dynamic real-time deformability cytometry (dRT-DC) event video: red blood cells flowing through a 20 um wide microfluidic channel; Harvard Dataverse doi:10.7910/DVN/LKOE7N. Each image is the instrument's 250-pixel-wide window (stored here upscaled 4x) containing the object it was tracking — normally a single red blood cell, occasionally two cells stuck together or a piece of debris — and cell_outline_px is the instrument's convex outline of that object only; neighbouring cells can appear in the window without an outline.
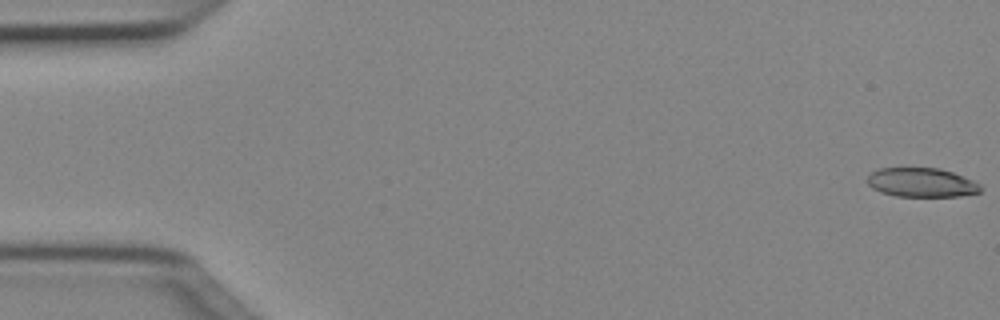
{"species": "Egyptian fruit bat (a non-hibernating species)", "species_latin": "Rousettus aegyptiacus", "temperature_condition": "cold", "stored_images_in_passage": 50, "camera_frame_rate_fps": 3000, "um_per_image_px": 0.085, "animal": {"sex": "female"}, "frame": {"image": 1, "passage_image": 1, "time_ms": 0.0, "image_size_px": [1000, 320], "cell_outline_px": [[984, 188], [980, 192], [960, 196], [896, 196], [880, 192], [872, 188], [868, 184], [868, 176], [876, 168], [940, 168], [952, 172], [972, 180], [980, 184]], "centroid_in_image_um": [78.34, 15.51], "position_along_channel_um": 6.7, "area_um2": 19.25}}
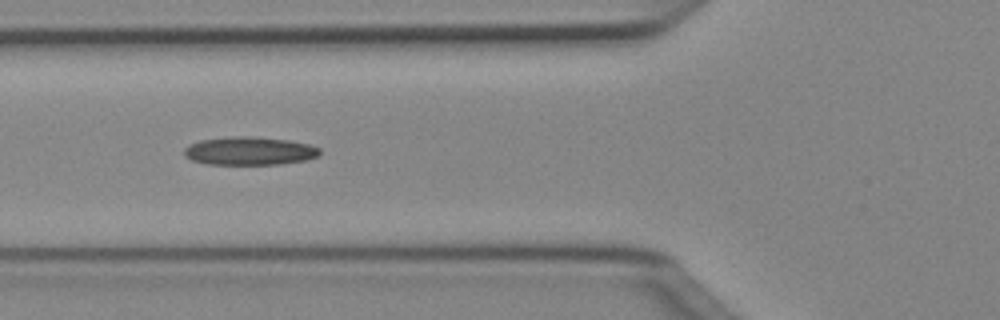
{"frame": {"image": 2, "passage_image": 19, "time_ms": 6.0, "image_size_px": [1000, 320], "cell_outline_px": [[320, 156], [308, 160], [280, 164], [208, 164], [192, 160], [184, 156], [184, 148], [188, 144], [200, 140], [236, 136], [244, 136], [288, 140], [308, 144], [320, 148]], "centroid_in_image_um": [21.21, 12.84], "position_along_channel_um": 104.6, "area_um2": 22.31}}
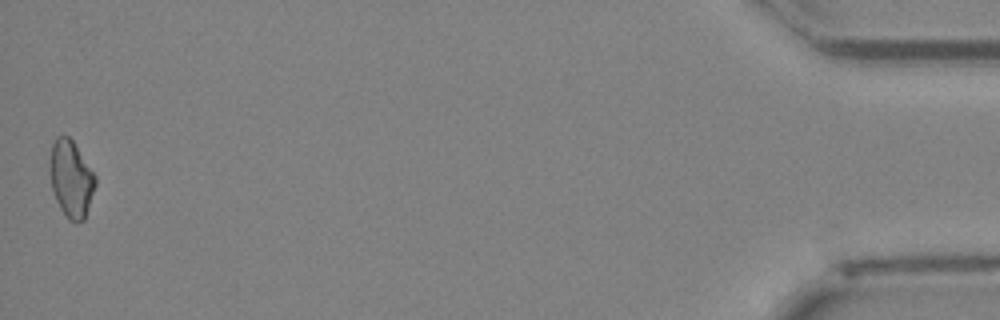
{"frame": {"image": 3, "passage_image": 50, "time_ms": 16.333, "image_size_px": [1000, 320], "cell_outline_px": [[96, 184], [84, 220], [76, 224], [68, 220], [60, 208], [52, 192], [48, 168], [52, 144], [56, 136], [68, 136], [72, 140], [96, 176]], "centroid_in_image_um": [6.02, 15.22], "position_along_channel_um": 429.2, "area_um2": 20.58}, "authors_computed_cell_mechanics": {"area_um2": 20.9236, "velocity_mm_per_s": 4.0675, "shape_relaxation_time_tau1_ms": null, "shape_relaxation_time_tau2_ms": 6.9886, "deformation_change_tau1": null, "deformation_change_tau2": 0.1785}}